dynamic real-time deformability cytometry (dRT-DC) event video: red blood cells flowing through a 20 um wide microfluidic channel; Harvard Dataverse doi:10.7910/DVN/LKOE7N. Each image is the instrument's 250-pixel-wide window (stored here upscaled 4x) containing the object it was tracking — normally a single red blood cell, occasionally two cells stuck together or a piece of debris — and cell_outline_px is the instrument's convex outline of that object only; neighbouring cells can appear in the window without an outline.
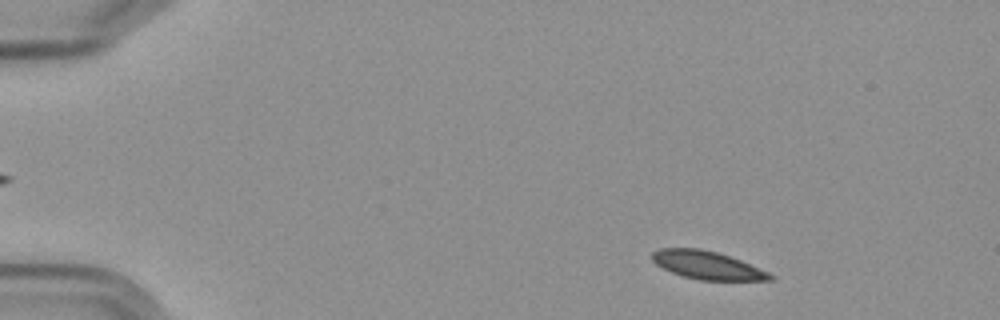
{"species": "Egyptian fruit bat (a non-hibernating species)", "species_latin": "Rousettus aegyptiacus", "temperature_condition": "cold", "stored_images_in_passage": 6, "camera_frame_rate_fps": 3000, "um_per_image_px": 0.085, "frame": {"image": 1, "passage_image": 1, "time_ms": 0.0, "image_size_px": [1000, 320], "cell_outline_px": [[776, 276], [772, 280], [700, 280], [684, 276], [672, 272], [656, 264], [652, 260], [652, 252], [660, 248], [700, 248], [716, 252], [740, 260], [768, 272]], "centroid_in_image_um": [60.11, 22.54], "position_along_channel_um": 24.9, "area_um2": 19.07}}
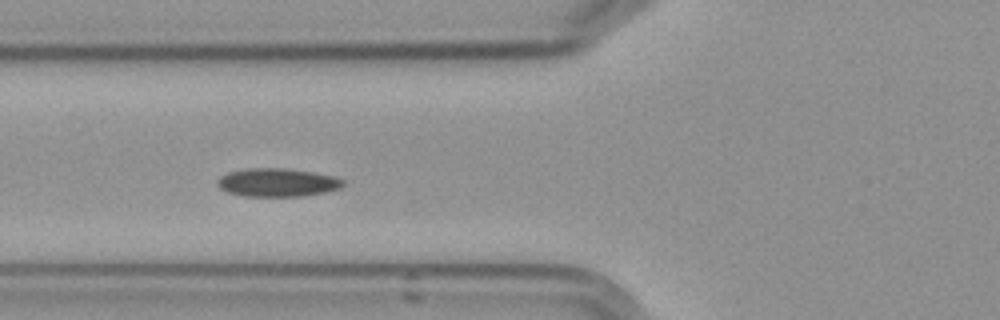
{"frame": {"image": 2, "passage_image": 5, "time_ms": 4.667, "image_size_px": [1000, 320], "cell_outline_px": [[344, 184], [340, 188], [328, 192], [304, 196], [244, 196], [228, 192], [220, 188], [216, 184], [216, 180], [220, 176], [228, 172], [248, 168], [284, 168], [312, 172], [332, 176], [344, 180]], "centroid_in_image_um": [23.56, 15.51], "position_along_channel_um": 102.2, "area_um2": 20.81}}
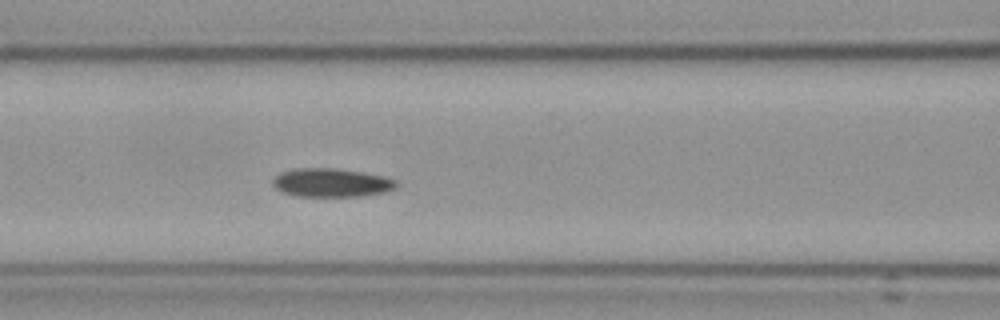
{"frame": {"image": 3, "passage_image": 6, "time_ms": 5.667, "image_size_px": [1000, 320], "cell_outline_px": [[396, 188], [384, 192], [360, 196], [296, 196], [284, 192], [276, 188], [272, 184], [272, 180], [280, 172], [292, 168], [336, 168], [364, 172], [384, 176], [396, 180]], "centroid_in_image_um": [28.16, 15.51], "position_along_channel_um": 138.4, "area_um2": 20.63}}